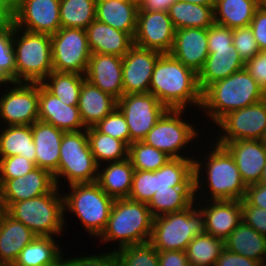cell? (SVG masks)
<instances>
[{"label": "cell", "instance_id": "cell-1", "mask_svg": "<svg viewBox=\"0 0 266 266\" xmlns=\"http://www.w3.org/2000/svg\"><path fill=\"white\" fill-rule=\"evenodd\" d=\"M212 145V148L209 147L208 156L205 154L206 157L202 158L205 161L200 159L199 162L198 159L196 160L197 157L194 158L195 200L202 202L209 200L242 201L247 185L242 180L233 156L224 146L218 145L215 142ZM204 172L206 173L204 174ZM205 189L207 193H204L203 190ZM201 191L202 195L197 196L200 195Z\"/></svg>", "mask_w": 266, "mask_h": 266}, {"label": "cell", "instance_id": "cell-2", "mask_svg": "<svg viewBox=\"0 0 266 266\" xmlns=\"http://www.w3.org/2000/svg\"><path fill=\"white\" fill-rule=\"evenodd\" d=\"M149 93L168 109L200 108L202 104L198 74L169 53H163L156 62Z\"/></svg>", "mask_w": 266, "mask_h": 266}, {"label": "cell", "instance_id": "cell-3", "mask_svg": "<svg viewBox=\"0 0 266 266\" xmlns=\"http://www.w3.org/2000/svg\"><path fill=\"white\" fill-rule=\"evenodd\" d=\"M266 94L243 68L214 82L202 92L201 110L215 125L228 112L260 102Z\"/></svg>", "mask_w": 266, "mask_h": 266}, {"label": "cell", "instance_id": "cell-4", "mask_svg": "<svg viewBox=\"0 0 266 266\" xmlns=\"http://www.w3.org/2000/svg\"><path fill=\"white\" fill-rule=\"evenodd\" d=\"M153 216L147 203L129 198L115 199L106 228L98 237L101 242H119L118 249L148 242L151 237Z\"/></svg>", "mask_w": 266, "mask_h": 266}, {"label": "cell", "instance_id": "cell-5", "mask_svg": "<svg viewBox=\"0 0 266 266\" xmlns=\"http://www.w3.org/2000/svg\"><path fill=\"white\" fill-rule=\"evenodd\" d=\"M60 187L50 193L12 203L5 211L23 223L37 237H56L64 231V198Z\"/></svg>", "mask_w": 266, "mask_h": 266}, {"label": "cell", "instance_id": "cell-6", "mask_svg": "<svg viewBox=\"0 0 266 266\" xmlns=\"http://www.w3.org/2000/svg\"><path fill=\"white\" fill-rule=\"evenodd\" d=\"M13 48L16 82L41 83L53 71L49 34L29 32L13 23Z\"/></svg>", "mask_w": 266, "mask_h": 266}, {"label": "cell", "instance_id": "cell-7", "mask_svg": "<svg viewBox=\"0 0 266 266\" xmlns=\"http://www.w3.org/2000/svg\"><path fill=\"white\" fill-rule=\"evenodd\" d=\"M196 205L153 218L149 242L157 251H185L195 236L205 233V216Z\"/></svg>", "mask_w": 266, "mask_h": 266}, {"label": "cell", "instance_id": "cell-8", "mask_svg": "<svg viewBox=\"0 0 266 266\" xmlns=\"http://www.w3.org/2000/svg\"><path fill=\"white\" fill-rule=\"evenodd\" d=\"M70 192L63 194L64 212L74 213L88 237H99L106 228L114 198L108 196L98 183L72 184Z\"/></svg>", "mask_w": 266, "mask_h": 266}, {"label": "cell", "instance_id": "cell-9", "mask_svg": "<svg viewBox=\"0 0 266 266\" xmlns=\"http://www.w3.org/2000/svg\"><path fill=\"white\" fill-rule=\"evenodd\" d=\"M98 164L91 152L87 129L64 132L60 145V159L57 173L54 175L59 188L60 178L69 185L91 183L97 180Z\"/></svg>", "mask_w": 266, "mask_h": 266}, {"label": "cell", "instance_id": "cell-10", "mask_svg": "<svg viewBox=\"0 0 266 266\" xmlns=\"http://www.w3.org/2000/svg\"><path fill=\"white\" fill-rule=\"evenodd\" d=\"M183 113L184 109H168L142 141L165 152L171 158L194 159L193 156L190 158L183 153L199 132L195 129L197 127L182 118Z\"/></svg>", "mask_w": 266, "mask_h": 266}, {"label": "cell", "instance_id": "cell-11", "mask_svg": "<svg viewBox=\"0 0 266 266\" xmlns=\"http://www.w3.org/2000/svg\"><path fill=\"white\" fill-rule=\"evenodd\" d=\"M50 36L53 71L85 75L91 57L86 30L60 28Z\"/></svg>", "mask_w": 266, "mask_h": 266}, {"label": "cell", "instance_id": "cell-12", "mask_svg": "<svg viewBox=\"0 0 266 266\" xmlns=\"http://www.w3.org/2000/svg\"><path fill=\"white\" fill-rule=\"evenodd\" d=\"M218 145L238 140H260L266 128V98L247 107L228 112L217 123ZM223 129L222 131H220Z\"/></svg>", "mask_w": 266, "mask_h": 266}, {"label": "cell", "instance_id": "cell-13", "mask_svg": "<svg viewBox=\"0 0 266 266\" xmlns=\"http://www.w3.org/2000/svg\"><path fill=\"white\" fill-rule=\"evenodd\" d=\"M10 85L12 88H3L6 91L0 96V120L5 126L32 125L39 120V83L11 82Z\"/></svg>", "mask_w": 266, "mask_h": 266}, {"label": "cell", "instance_id": "cell-14", "mask_svg": "<svg viewBox=\"0 0 266 266\" xmlns=\"http://www.w3.org/2000/svg\"><path fill=\"white\" fill-rule=\"evenodd\" d=\"M117 107L126 118L130 132V144L142 141L168 110L149 92L123 95L117 100Z\"/></svg>", "mask_w": 266, "mask_h": 266}, {"label": "cell", "instance_id": "cell-15", "mask_svg": "<svg viewBox=\"0 0 266 266\" xmlns=\"http://www.w3.org/2000/svg\"><path fill=\"white\" fill-rule=\"evenodd\" d=\"M176 29L167 11L138 10L134 45L169 53Z\"/></svg>", "mask_w": 266, "mask_h": 266}, {"label": "cell", "instance_id": "cell-16", "mask_svg": "<svg viewBox=\"0 0 266 266\" xmlns=\"http://www.w3.org/2000/svg\"><path fill=\"white\" fill-rule=\"evenodd\" d=\"M12 21L29 32L55 34L61 28L60 0H19Z\"/></svg>", "mask_w": 266, "mask_h": 266}, {"label": "cell", "instance_id": "cell-17", "mask_svg": "<svg viewBox=\"0 0 266 266\" xmlns=\"http://www.w3.org/2000/svg\"><path fill=\"white\" fill-rule=\"evenodd\" d=\"M55 187L54 176L39 167L24 177L0 180V209L6 210L12 203L50 193Z\"/></svg>", "mask_w": 266, "mask_h": 266}, {"label": "cell", "instance_id": "cell-18", "mask_svg": "<svg viewBox=\"0 0 266 266\" xmlns=\"http://www.w3.org/2000/svg\"><path fill=\"white\" fill-rule=\"evenodd\" d=\"M162 54L160 51L134 45L122 57L124 95L149 92L154 66Z\"/></svg>", "mask_w": 266, "mask_h": 266}, {"label": "cell", "instance_id": "cell-19", "mask_svg": "<svg viewBox=\"0 0 266 266\" xmlns=\"http://www.w3.org/2000/svg\"><path fill=\"white\" fill-rule=\"evenodd\" d=\"M169 54L198 74L209 54L208 28L176 29Z\"/></svg>", "mask_w": 266, "mask_h": 266}, {"label": "cell", "instance_id": "cell-20", "mask_svg": "<svg viewBox=\"0 0 266 266\" xmlns=\"http://www.w3.org/2000/svg\"><path fill=\"white\" fill-rule=\"evenodd\" d=\"M204 202L197 201L196 203L205 216V233L225 241L242 222L241 201L209 200Z\"/></svg>", "mask_w": 266, "mask_h": 266}, {"label": "cell", "instance_id": "cell-21", "mask_svg": "<svg viewBox=\"0 0 266 266\" xmlns=\"http://www.w3.org/2000/svg\"><path fill=\"white\" fill-rule=\"evenodd\" d=\"M85 79L115 99H120L124 95L122 57L112 54H91Z\"/></svg>", "mask_w": 266, "mask_h": 266}, {"label": "cell", "instance_id": "cell-22", "mask_svg": "<svg viewBox=\"0 0 266 266\" xmlns=\"http://www.w3.org/2000/svg\"><path fill=\"white\" fill-rule=\"evenodd\" d=\"M39 121L53 125L64 132L86 130L78 106L64 104L39 83Z\"/></svg>", "mask_w": 266, "mask_h": 266}, {"label": "cell", "instance_id": "cell-23", "mask_svg": "<svg viewBox=\"0 0 266 266\" xmlns=\"http://www.w3.org/2000/svg\"><path fill=\"white\" fill-rule=\"evenodd\" d=\"M224 147L233 156L244 183H258L266 165V145L260 140H238Z\"/></svg>", "mask_w": 266, "mask_h": 266}, {"label": "cell", "instance_id": "cell-24", "mask_svg": "<svg viewBox=\"0 0 266 266\" xmlns=\"http://www.w3.org/2000/svg\"><path fill=\"white\" fill-rule=\"evenodd\" d=\"M35 238L23 223L0 209V266H13L22 249Z\"/></svg>", "mask_w": 266, "mask_h": 266}, {"label": "cell", "instance_id": "cell-25", "mask_svg": "<svg viewBox=\"0 0 266 266\" xmlns=\"http://www.w3.org/2000/svg\"><path fill=\"white\" fill-rule=\"evenodd\" d=\"M91 54H112L124 57L134 46V38L95 19L86 28Z\"/></svg>", "mask_w": 266, "mask_h": 266}, {"label": "cell", "instance_id": "cell-26", "mask_svg": "<svg viewBox=\"0 0 266 266\" xmlns=\"http://www.w3.org/2000/svg\"><path fill=\"white\" fill-rule=\"evenodd\" d=\"M36 150V167L57 173L60 159V145L64 131L42 121L31 125Z\"/></svg>", "mask_w": 266, "mask_h": 266}, {"label": "cell", "instance_id": "cell-27", "mask_svg": "<svg viewBox=\"0 0 266 266\" xmlns=\"http://www.w3.org/2000/svg\"><path fill=\"white\" fill-rule=\"evenodd\" d=\"M138 9V0H96V19L134 38Z\"/></svg>", "mask_w": 266, "mask_h": 266}, {"label": "cell", "instance_id": "cell-28", "mask_svg": "<svg viewBox=\"0 0 266 266\" xmlns=\"http://www.w3.org/2000/svg\"><path fill=\"white\" fill-rule=\"evenodd\" d=\"M117 107V99L85 80L82 84L78 109L85 128L94 127Z\"/></svg>", "mask_w": 266, "mask_h": 266}, {"label": "cell", "instance_id": "cell-29", "mask_svg": "<svg viewBox=\"0 0 266 266\" xmlns=\"http://www.w3.org/2000/svg\"><path fill=\"white\" fill-rule=\"evenodd\" d=\"M243 68L245 63L234 44H232V50H214L213 53L208 54L202 70L198 73L200 91L203 92L209 85Z\"/></svg>", "mask_w": 266, "mask_h": 266}, {"label": "cell", "instance_id": "cell-30", "mask_svg": "<svg viewBox=\"0 0 266 266\" xmlns=\"http://www.w3.org/2000/svg\"><path fill=\"white\" fill-rule=\"evenodd\" d=\"M103 165L98 166L96 180L100 188L114 199L128 198L135 172L129 158Z\"/></svg>", "mask_w": 266, "mask_h": 266}, {"label": "cell", "instance_id": "cell-31", "mask_svg": "<svg viewBox=\"0 0 266 266\" xmlns=\"http://www.w3.org/2000/svg\"><path fill=\"white\" fill-rule=\"evenodd\" d=\"M224 245L230 252L266 265V237L243 221L231 232Z\"/></svg>", "mask_w": 266, "mask_h": 266}, {"label": "cell", "instance_id": "cell-32", "mask_svg": "<svg viewBox=\"0 0 266 266\" xmlns=\"http://www.w3.org/2000/svg\"><path fill=\"white\" fill-rule=\"evenodd\" d=\"M259 6L260 0H216L214 23L230 29L248 27Z\"/></svg>", "mask_w": 266, "mask_h": 266}, {"label": "cell", "instance_id": "cell-33", "mask_svg": "<svg viewBox=\"0 0 266 266\" xmlns=\"http://www.w3.org/2000/svg\"><path fill=\"white\" fill-rule=\"evenodd\" d=\"M195 200V186H175L157 190L147 203L153 218L180 212L191 207Z\"/></svg>", "mask_w": 266, "mask_h": 266}, {"label": "cell", "instance_id": "cell-34", "mask_svg": "<svg viewBox=\"0 0 266 266\" xmlns=\"http://www.w3.org/2000/svg\"><path fill=\"white\" fill-rule=\"evenodd\" d=\"M4 127L0 131V158L21 155L36 165L31 125Z\"/></svg>", "mask_w": 266, "mask_h": 266}, {"label": "cell", "instance_id": "cell-35", "mask_svg": "<svg viewBox=\"0 0 266 266\" xmlns=\"http://www.w3.org/2000/svg\"><path fill=\"white\" fill-rule=\"evenodd\" d=\"M54 237H37L25 246L13 266H60L63 251Z\"/></svg>", "mask_w": 266, "mask_h": 266}, {"label": "cell", "instance_id": "cell-36", "mask_svg": "<svg viewBox=\"0 0 266 266\" xmlns=\"http://www.w3.org/2000/svg\"><path fill=\"white\" fill-rule=\"evenodd\" d=\"M175 29L209 28L214 24L213 8L176 0L168 9Z\"/></svg>", "mask_w": 266, "mask_h": 266}, {"label": "cell", "instance_id": "cell-37", "mask_svg": "<svg viewBox=\"0 0 266 266\" xmlns=\"http://www.w3.org/2000/svg\"><path fill=\"white\" fill-rule=\"evenodd\" d=\"M194 185V159L171 158L155 171L156 191Z\"/></svg>", "mask_w": 266, "mask_h": 266}, {"label": "cell", "instance_id": "cell-38", "mask_svg": "<svg viewBox=\"0 0 266 266\" xmlns=\"http://www.w3.org/2000/svg\"><path fill=\"white\" fill-rule=\"evenodd\" d=\"M87 135L98 166L128 158V146L123 141L101 133L95 126L87 128Z\"/></svg>", "mask_w": 266, "mask_h": 266}, {"label": "cell", "instance_id": "cell-39", "mask_svg": "<svg viewBox=\"0 0 266 266\" xmlns=\"http://www.w3.org/2000/svg\"><path fill=\"white\" fill-rule=\"evenodd\" d=\"M85 75L52 71L41 84L61 102L78 106L79 94Z\"/></svg>", "mask_w": 266, "mask_h": 266}, {"label": "cell", "instance_id": "cell-40", "mask_svg": "<svg viewBox=\"0 0 266 266\" xmlns=\"http://www.w3.org/2000/svg\"><path fill=\"white\" fill-rule=\"evenodd\" d=\"M224 248L222 239L204 233L195 236L185 252L190 266H215Z\"/></svg>", "mask_w": 266, "mask_h": 266}, {"label": "cell", "instance_id": "cell-41", "mask_svg": "<svg viewBox=\"0 0 266 266\" xmlns=\"http://www.w3.org/2000/svg\"><path fill=\"white\" fill-rule=\"evenodd\" d=\"M96 19V0H60L61 28L88 27Z\"/></svg>", "mask_w": 266, "mask_h": 266}, {"label": "cell", "instance_id": "cell-42", "mask_svg": "<svg viewBox=\"0 0 266 266\" xmlns=\"http://www.w3.org/2000/svg\"><path fill=\"white\" fill-rule=\"evenodd\" d=\"M11 82H16L13 21L0 20V87Z\"/></svg>", "mask_w": 266, "mask_h": 266}, {"label": "cell", "instance_id": "cell-43", "mask_svg": "<svg viewBox=\"0 0 266 266\" xmlns=\"http://www.w3.org/2000/svg\"><path fill=\"white\" fill-rule=\"evenodd\" d=\"M128 158L135 170L143 171H156L171 159L165 152L143 141L132 142L128 146Z\"/></svg>", "mask_w": 266, "mask_h": 266}, {"label": "cell", "instance_id": "cell-44", "mask_svg": "<svg viewBox=\"0 0 266 266\" xmlns=\"http://www.w3.org/2000/svg\"><path fill=\"white\" fill-rule=\"evenodd\" d=\"M117 266H159L158 251L148 242L113 249Z\"/></svg>", "mask_w": 266, "mask_h": 266}, {"label": "cell", "instance_id": "cell-45", "mask_svg": "<svg viewBox=\"0 0 266 266\" xmlns=\"http://www.w3.org/2000/svg\"><path fill=\"white\" fill-rule=\"evenodd\" d=\"M95 127L104 134L123 141L127 146L130 145V132L123 113L116 107Z\"/></svg>", "mask_w": 266, "mask_h": 266}, {"label": "cell", "instance_id": "cell-46", "mask_svg": "<svg viewBox=\"0 0 266 266\" xmlns=\"http://www.w3.org/2000/svg\"><path fill=\"white\" fill-rule=\"evenodd\" d=\"M155 192V171L135 170L128 198L148 203Z\"/></svg>", "mask_w": 266, "mask_h": 266}, {"label": "cell", "instance_id": "cell-47", "mask_svg": "<svg viewBox=\"0 0 266 266\" xmlns=\"http://www.w3.org/2000/svg\"><path fill=\"white\" fill-rule=\"evenodd\" d=\"M233 44L244 63L260 52L250 26L233 29Z\"/></svg>", "mask_w": 266, "mask_h": 266}, {"label": "cell", "instance_id": "cell-48", "mask_svg": "<svg viewBox=\"0 0 266 266\" xmlns=\"http://www.w3.org/2000/svg\"><path fill=\"white\" fill-rule=\"evenodd\" d=\"M35 168L33 162L21 155L0 158V180L24 177Z\"/></svg>", "mask_w": 266, "mask_h": 266}, {"label": "cell", "instance_id": "cell-49", "mask_svg": "<svg viewBox=\"0 0 266 266\" xmlns=\"http://www.w3.org/2000/svg\"><path fill=\"white\" fill-rule=\"evenodd\" d=\"M74 257V258H73ZM72 258H64L61 256L60 266H117V259L115 252L111 250L110 252L98 254V255H87Z\"/></svg>", "mask_w": 266, "mask_h": 266}, {"label": "cell", "instance_id": "cell-50", "mask_svg": "<svg viewBox=\"0 0 266 266\" xmlns=\"http://www.w3.org/2000/svg\"><path fill=\"white\" fill-rule=\"evenodd\" d=\"M233 29L214 23L208 28V51L232 50Z\"/></svg>", "mask_w": 266, "mask_h": 266}, {"label": "cell", "instance_id": "cell-51", "mask_svg": "<svg viewBox=\"0 0 266 266\" xmlns=\"http://www.w3.org/2000/svg\"><path fill=\"white\" fill-rule=\"evenodd\" d=\"M242 221L266 237V210L241 201Z\"/></svg>", "mask_w": 266, "mask_h": 266}, {"label": "cell", "instance_id": "cell-52", "mask_svg": "<svg viewBox=\"0 0 266 266\" xmlns=\"http://www.w3.org/2000/svg\"><path fill=\"white\" fill-rule=\"evenodd\" d=\"M245 69L266 94V51H260L245 63Z\"/></svg>", "mask_w": 266, "mask_h": 266}, {"label": "cell", "instance_id": "cell-53", "mask_svg": "<svg viewBox=\"0 0 266 266\" xmlns=\"http://www.w3.org/2000/svg\"><path fill=\"white\" fill-rule=\"evenodd\" d=\"M249 26L260 51H266V9L263 6L257 8Z\"/></svg>", "mask_w": 266, "mask_h": 266}, {"label": "cell", "instance_id": "cell-54", "mask_svg": "<svg viewBox=\"0 0 266 266\" xmlns=\"http://www.w3.org/2000/svg\"><path fill=\"white\" fill-rule=\"evenodd\" d=\"M215 266H265L263 263L243 255L236 254L224 248L218 257Z\"/></svg>", "mask_w": 266, "mask_h": 266}, {"label": "cell", "instance_id": "cell-55", "mask_svg": "<svg viewBox=\"0 0 266 266\" xmlns=\"http://www.w3.org/2000/svg\"><path fill=\"white\" fill-rule=\"evenodd\" d=\"M243 201L249 206L266 210V185L260 183L247 185Z\"/></svg>", "mask_w": 266, "mask_h": 266}, {"label": "cell", "instance_id": "cell-56", "mask_svg": "<svg viewBox=\"0 0 266 266\" xmlns=\"http://www.w3.org/2000/svg\"><path fill=\"white\" fill-rule=\"evenodd\" d=\"M159 266H190L185 251H158Z\"/></svg>", "mask_w": 266, "mask_h": 266}, {"label": "cell", "instance_id": "cell-57", "mask_svg": "<svg viewBox=\"0 0 266 266\" xmlns=\"http://www.w3.org/2000/svg\"><path fill=\"white\" fill-rule=\"evenodd\" d=\"M176 0H138V10L168 11Z\"/></svg>", "mask_w": 266, "mask_h": 266}, {"label": "cell", "instance_id": "cell-58", "mask_svg": "<svg viewBox=\"0 0 266 266\" xmlns=\"http://www.w3.org/2000/svg\"><path fill=\"white\" fill-rule=\"evenodd\" d=\"M19 0H0V20H12L14 17Z\"/></svg>", "mask_w": 266, "mask_h": 266}, {"label": "cell", "instance_id": "cell-59", "mask_svg": "<svg viewBox=\"0 0 266 266\" xmlns=\"http://www.w3.org/2000/svg\"><path fill=\"white\" fill-rule=\"evenodd\" d=\"M180 1L189 2L192 4H198V5H205L208 7H212L214 9L216 0H180Z\"/></svg>", "mask_w": 266, "mask_h": 266}, {"label": "cell", "instance_id": "cell-60", "mask_svg": "<svg viewBox=\"0 0 266 266\" xmlns=\"http://www.w3.org/2000/svg\"><path fill=\"white\" fill-rule=\"evenodd\" d=\"M258 183L266 185V165L264 166L262 170V175Z\"/></svg>", "mask_w": 266, "mask_h": 266}, {"label": "cell", "instance_id": "cell-61", "mask_svg": "<svg viewBox=\"0 0 266 266\" xmlns=\"http://www.w3.org/2000/svg\"><path fill=\"white\" fill-rule=\"evenodd\" d=\"M260 141L263 142V143L266 145V128H265V130L263 131V134H262V136H261Z\"/></svg>", "mask_w": 266, "mask_h": 266}, {"label": "cell", "instance_id": "cell-62", "mask_svg": "<svg viewBox=\"0 0 266 266\" xmlns=\"http://www.w3.org/2000/svg\"><path fill=\"white\" fill-rule=\"evenodd\" d=\"M260 5L266 9V0H260Z\"/></svg>", "mask_w": 266, "mask_h": 266}]
</instances>
